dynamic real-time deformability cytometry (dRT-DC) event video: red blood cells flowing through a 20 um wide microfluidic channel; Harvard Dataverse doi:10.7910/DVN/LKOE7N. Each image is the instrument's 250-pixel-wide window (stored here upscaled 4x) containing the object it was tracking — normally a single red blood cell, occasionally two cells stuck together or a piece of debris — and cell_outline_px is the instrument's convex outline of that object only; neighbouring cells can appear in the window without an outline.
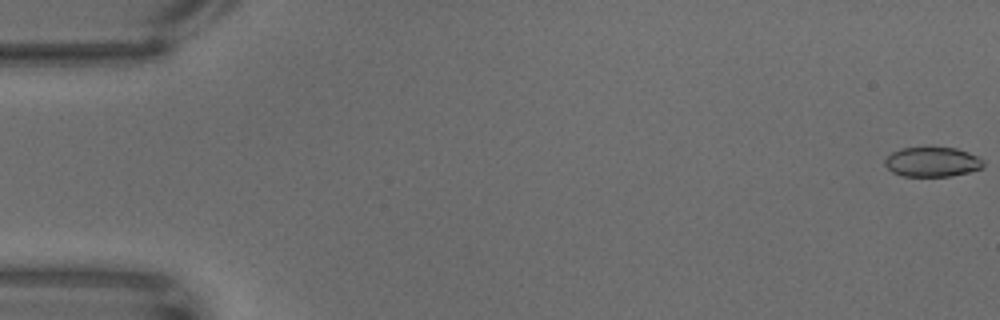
{"species": "common noctule bat (a hibernating species)", "species_latin": "Nyctalus noctula", "temperature_condition": "warm", "stored_images_in_passage": 25, "camera_frame_rate_fps": 3000, "um_per_image_px": 0.085, "animal": {"sex": "male", "body_mass_g": 18.8}, "frame": {"image": 1, "passage_image": 1, "time_ms": 0.0, "image_size_px": [1000, 320], "cell_outline_px": [[984, 164], [980, 168], [968, 172], [952, 176], [904, 176], [892, 172], [884, 164], [884, 160], [892, 152], [900, 148], [956, 148], [968, 152], [984, 160]], "centroid_in_image_um": [79.23, 13.77], "position_along_channel_um": 5.8, "area_um2": 16.88}}
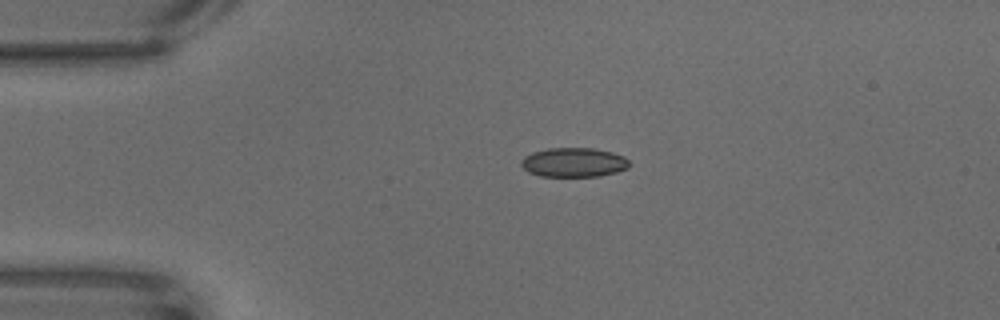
{"frame": {"image": 2, "passage_image": 15, "time_ms": 4.667, "image_size_px": [1000, 320], "cell_outline_px": [[632, 164], [628, 168], [616, 172], [600, 176], [540, 176], [528, 172], [520, 164], [520, 160], [524, 156], [532, 152], [548, 148], [596, 148], [612, 152], [624, 156]], "centroid_in_image_um": [48.78, 13.79], "position_along_channel_um": 36.2, "area_um2": 18.67}}